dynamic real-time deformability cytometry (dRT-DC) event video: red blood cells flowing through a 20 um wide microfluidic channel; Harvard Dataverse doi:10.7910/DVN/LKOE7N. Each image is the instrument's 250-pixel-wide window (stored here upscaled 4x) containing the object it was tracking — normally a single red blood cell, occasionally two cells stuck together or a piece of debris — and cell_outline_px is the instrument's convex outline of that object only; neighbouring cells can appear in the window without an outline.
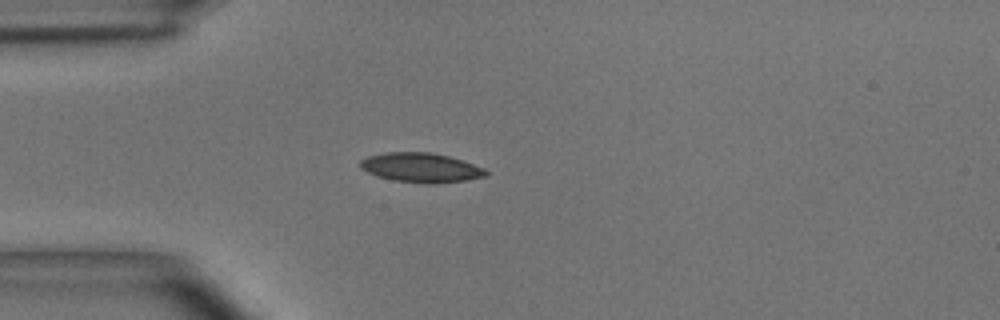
{"species": "common noctule bat (a hibernating species)", "species_latin": "Nyctalus noctula", "temperature_condition": "room temperature", "stored_images_in_passage": 38, "camera_frame_rate_fps": 3000, "um_per_image_px": 0.085, "animal": {"sex": "male", "body_mass_g": 15.6}, "frame": {"image": 1, "passage_image": 1, "time_ms": 0.0, "image_size_px": [1000, 320], "cell_outline_px": [[488, 176], [468, 180], [436, 184], [424, 184], [392, 180], [376, 176], [360, 168], [360, 160], [368, 156], [384, 152], [432, 152], [448, 156], [484, 168], [488, 172]], "centroid_in_image_um": [35.77, 14.26], "position_along_channel_um": 49.2, "area_um2": 21.79}}
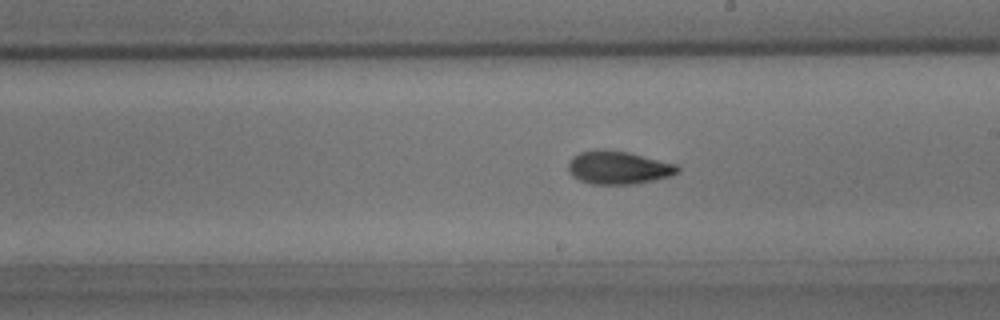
{"frame": {"image": 2, "passage_image": 16, "time_ms": 5.0, "image_size_px": [1000, 320], "cell_outline_px": [[680, 168], [672, 176], [632, 184], [592, 184], [580, 180], [572, 176], [568, 172], [568, 164], [572, 156], [580, 152], [596, 148], [604, 148], [628, 152], [676, 164]], "centroid_in_image_um": [52.51, 14.23], "position_along_channel_um": 236.5, "area_um2": 21.21}}
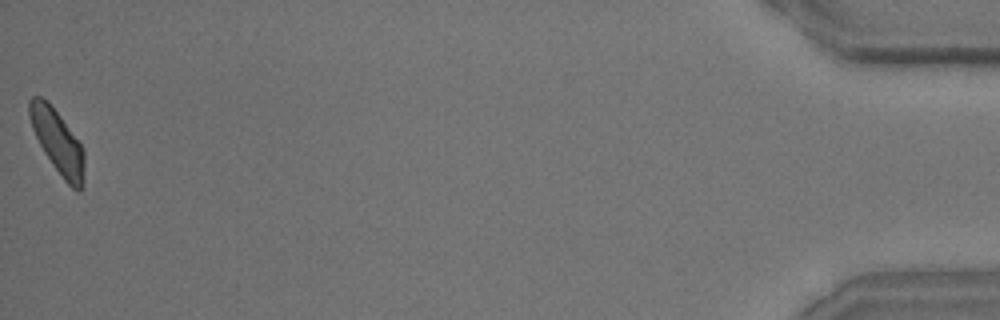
{"frame": {"image": 3, "passage_image": 38, "time_ms": 12.333, "image_size_px": [1000, 320], "cell_outline_px": [[84, 180], [80, 192], [76, 192], [64, 180], [52, 164], [44, 152], [32, 128], [28, 116], [28, 100], [32, 96], [40, 96], [60, 116], [80, 144], [84, 152]], "centroid_in_image_um": [4.89, 12.09], "position_along_channel_um": 430.3, "area_um2": 20.0}, "authors_computed_cell_mechanics": {"area_um2": 20.4901, "velocity_mm_per_s": 3.9415, "shape_relaxation_time_tau1_ms": 2.8895, "shape_relaxation_time_tau2_ms": 2.0533, "deformation_change_tau1": 0.1218, "deformation_change_tau2": 0.0545}}